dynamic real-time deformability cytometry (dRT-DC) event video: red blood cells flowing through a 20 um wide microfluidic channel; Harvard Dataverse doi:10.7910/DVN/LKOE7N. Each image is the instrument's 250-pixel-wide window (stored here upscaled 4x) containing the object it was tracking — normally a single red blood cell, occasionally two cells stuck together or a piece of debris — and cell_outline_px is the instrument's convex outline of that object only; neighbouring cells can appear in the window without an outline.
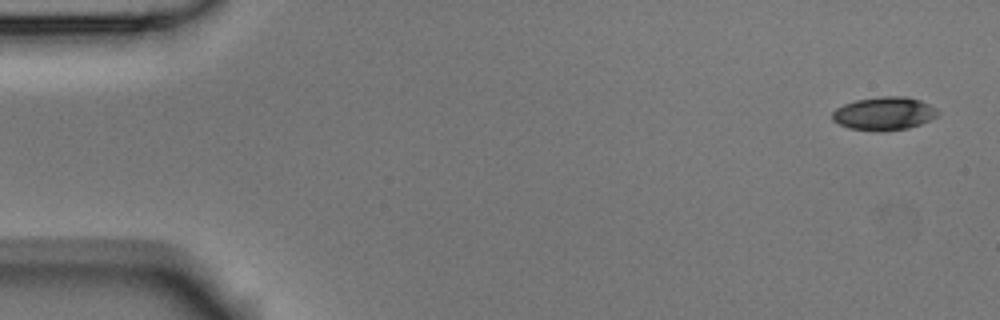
{"species": "Egyptian fruit bat (a non-hibernating species)", "species_latin": "Rousettus aegyptiacus", "temperature_condition": "room temperature", "stored_images_in_passage": 4, "camera_frame_rate_fps": 3000, "um_per_image_px": 0.085, "animal": {"sex": "male"}, "frame": {"image": 1, "passage_image": 1, "time_ms": 0.0, "image_size_px": [1000, 320], "cell_outline_px": [[940, 112], [936, 116], [920, 124], [908, 128], [876, 132], [848, 128], [832, 120], [832, 112], [836, 108], [844, 104], [856, 100], [880, 96], [904, 96], [920, 100], [936, 108]], "centroid_in_image_um": [75.12, 9.65], "position_along_channel_um": 9.9, "area_um2": 20.46}}
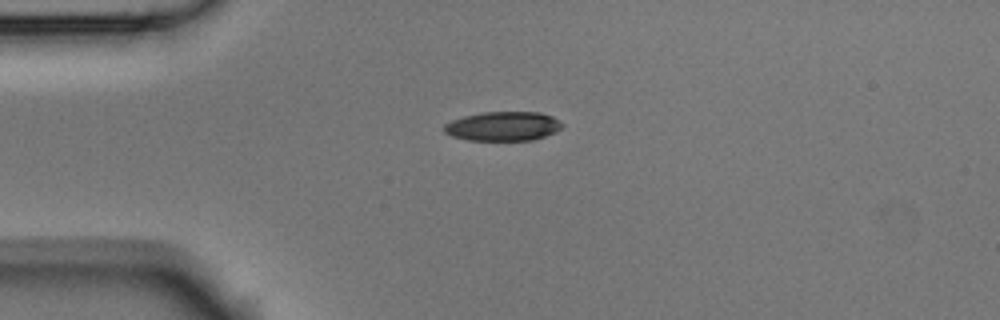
{"frame": {"image": 2, "passage_image": 4, "time_ms": 1.0, "image_size_px": [1000, 320], "cell_outline_px": [[564, 124], [556, 132], [532, 140], [468, 140], [452, 136], [444, 132], [444, 124], [452, 120], [464, 116], [484, 112], [540, 112], [552, 116]], "centroid_in_image_um": [42.76, 10.72], "position_along_channel_um": 42.2, "area_um2": 20.06}}